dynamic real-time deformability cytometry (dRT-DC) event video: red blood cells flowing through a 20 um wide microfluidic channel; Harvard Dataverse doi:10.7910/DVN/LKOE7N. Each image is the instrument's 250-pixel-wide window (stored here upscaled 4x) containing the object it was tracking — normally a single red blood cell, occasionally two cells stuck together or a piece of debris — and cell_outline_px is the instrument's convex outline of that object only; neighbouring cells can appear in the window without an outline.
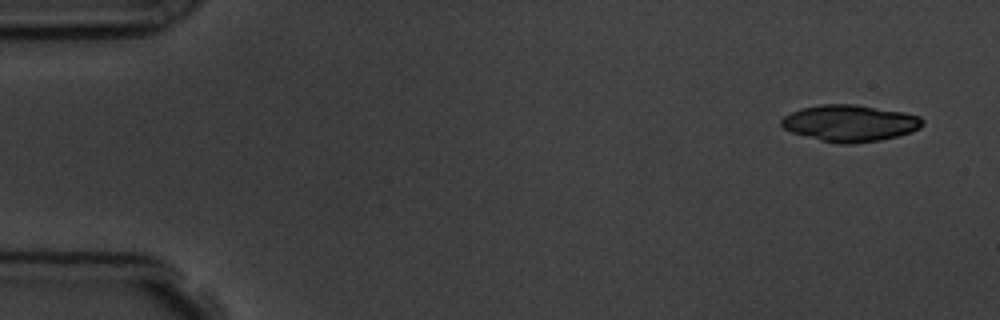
{"species": "common noctule bat (a hibernating species)", "species_latin": "Nyctalus noctula", "temperature_condition": "room temperature", "stored_images_in_passage": 4, "camera_frame_rate_fps": 3000, "um_per_image_px": 0.085, "animal": {"sex": "male", "body_mass_g": 19.5, "forearm_length_mm": 54.6}, "frame": {"image": 1, "passage_image": 1, "time_ms": 0.0, "image_size_px": [1000, 320], "cell_outline_px": [[924, 124], [920, 128], [912, 132], [880, 140], [848, 144], [840, 144], [820, 140], [792, 132], [784, 128], [780, 124], [780, 120], [784, 116], [800, 108], [820, 104], [856, 104], [904, 112], [920, 116], [924, 120]], "centroid_in_image_um": [72.25, 10.46], "position_along_channel_um": 12.7, "area_um2": 30.17}}